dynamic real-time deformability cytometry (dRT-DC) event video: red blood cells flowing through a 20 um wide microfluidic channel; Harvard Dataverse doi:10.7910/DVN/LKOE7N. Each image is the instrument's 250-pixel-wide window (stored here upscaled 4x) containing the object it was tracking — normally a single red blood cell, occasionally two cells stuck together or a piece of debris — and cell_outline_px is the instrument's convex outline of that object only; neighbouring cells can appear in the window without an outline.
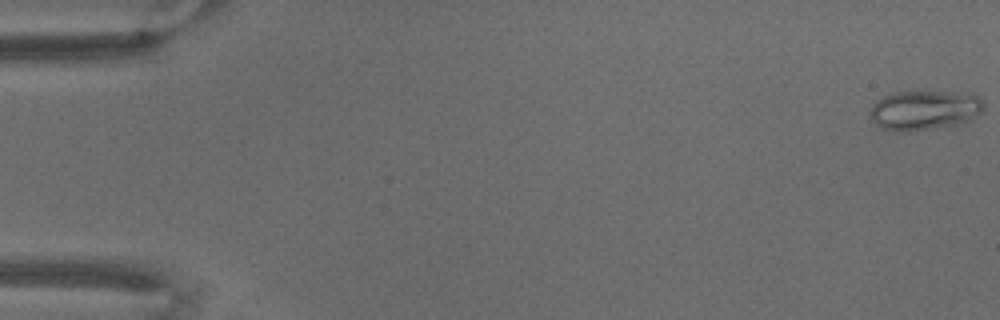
{"species": "common noctule bat (a hibernating species)", "species_latin": "Nyctalus noctula", "temperature_condition": "warm", "stored_images_in_passage": 71, "camera_frame_rate_fps": 3000, "um_per_image_px": 0.085, "animal": {"sex": "male", "body_mass_g": 18.8}, "frame": {"image": 1, "passage_image": 1, "time_ms": 0.0, "image_size_px": [1000, 320], "cell_outline_px": [[984, 108], [976, 116], [968, 120], [956, 124], [900, 132], [880, 128], [872, 120], [872, 104], [876, 100], [884, 96], [896, 92], [916, 88], [968, 92], [980, 96], [984, 104]], "centroid_in_image_um": [78.6, 9.28], "position_along_channel_um": 6.4, "area_um2": 26.99}}
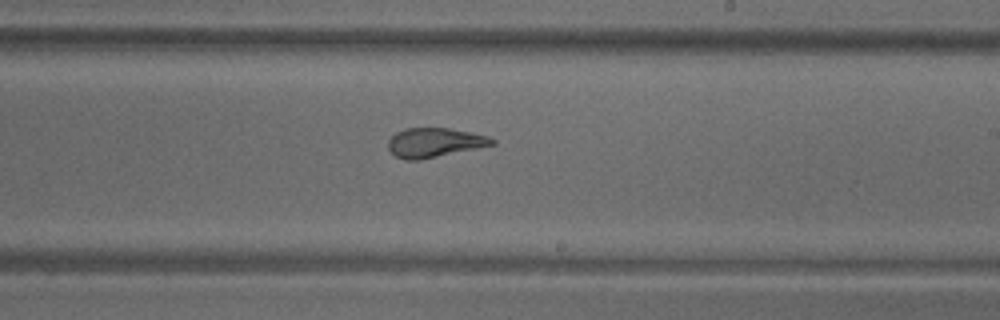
{"frame": {"image": 2, "passage_image": 43, "time_ms": 14.0, "image_size_px": [1000, 320], "cell_outline_px": [[496, 144], [420, 160], [404, 160], [396, 156], [388, 148], [388, 140], [396, 132], [404, 128], [448, 128], [472, 132], [488, 136], [496, 140]], "centroid_in_image_um": [36.94, 12.11], "position_along_channel_um": 252.1, "area_um2": 17.8}}
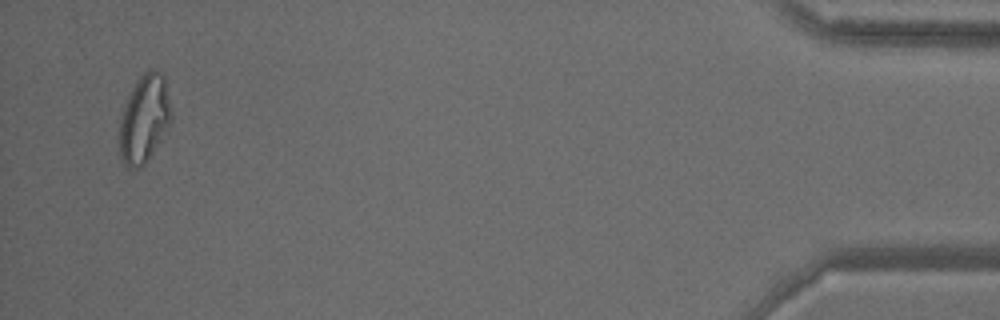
{"frame": {"image": 3, "passage_image": 69, "time_ms": 22.667, "image_size_px": [1000, 320], "cell_outline_px": [[168, 124], [152, 152], [144, 164], [140, 168], [128, 168], [124, 164], [120, 156], [120, 120], [128, 96], [140, 76], [148, 68], [156, 68], [164, 76], [168, 100]], "centroid_in_image_um": [12.21, 10.08], "position_along_channel_um": 423.0, "area_um2": 25.37}}